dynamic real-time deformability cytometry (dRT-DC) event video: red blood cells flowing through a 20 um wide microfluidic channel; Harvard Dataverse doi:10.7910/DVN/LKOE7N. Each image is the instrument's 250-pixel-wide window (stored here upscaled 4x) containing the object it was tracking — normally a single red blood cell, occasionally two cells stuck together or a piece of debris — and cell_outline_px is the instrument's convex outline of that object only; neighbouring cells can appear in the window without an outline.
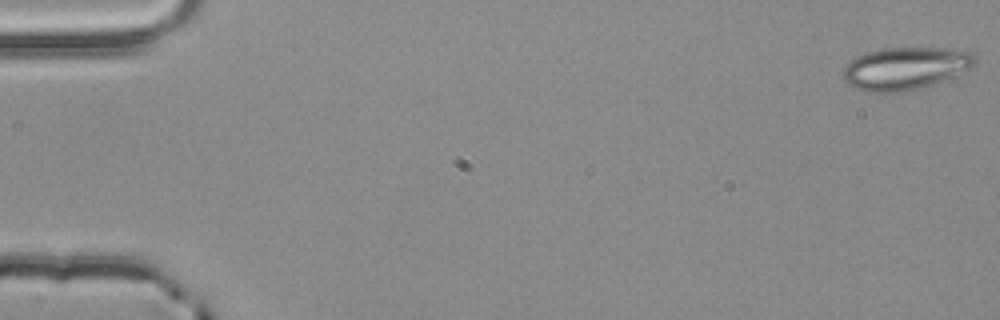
{"species": "common noctule bat (a hibernating species)", "species_latin": "Nyctalus noctula", "temperature_condition": "room temperature", "stored_images_in_passage": 54, "camera_frame_rate_fps": 3000, "um_per_image_px": 0.085, "animal": {"sex": "male", "body_mass_g": 20.4}, "frame": {"image": 1, "passage_image": 1, "time_ms": 0.0, "image_size_px": [1000, 320], "cell_outline_px": [[976, 60], [968, 68], [944, 80], [920, 88], [904, 92], [868, 92], [852, 88], [840, 76], [844, 68], [856, 56], [864, 52], [880, 48], [940, 48], [972, 52], [976, 56]], "centroid_in_image_um": [76.86, 5.81], "position_along_channel_um": 8.1, "area_um2": 32.66}}
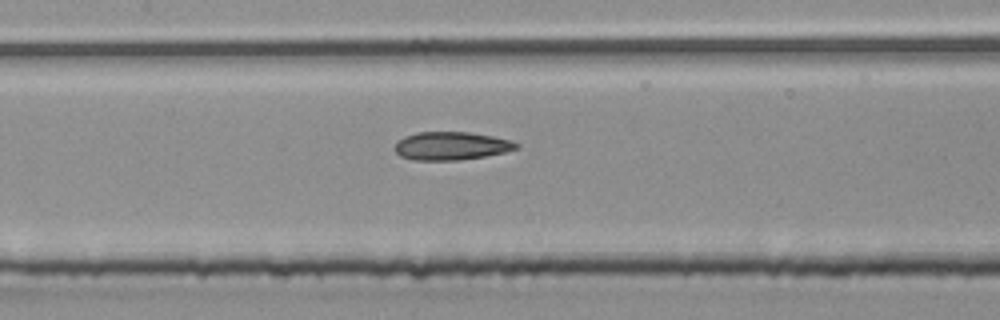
{"frame": {"image": 2, "passage_image": 26, "time_ms": 8.333, "image_size_px": [1000, 320], "cell_outline_px": [[520, 148], [504, 152], [484, 156], [460, 160], [412, 160], [400, 156], [396, 152], [396, 144], [404, 136], [416, 132], [468, 132], [492, 136], [512, 140], [520, 144]], "centroid_in_image_um": [38.39, 12.4], "position_along_channel_um": 169.0, "area_um2": 19.94}}
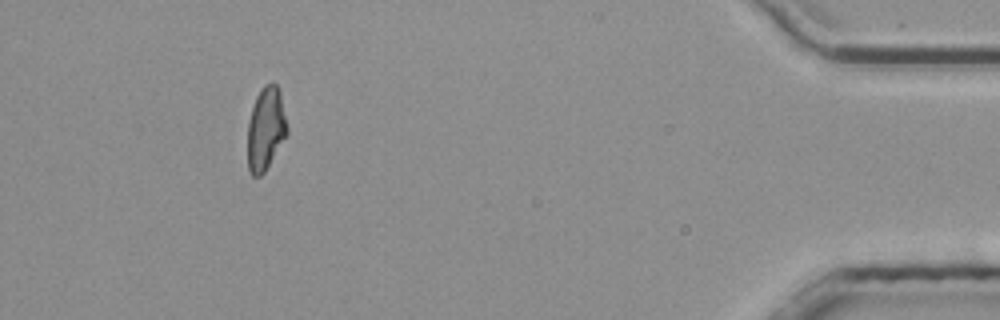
{"frame": {"image": 3, "passage_image": 50, "time_ms": 16.333, "image_size_px": [1000, 320], "cell_outline_px": [[288, 136], [264, 172], [260, 176], [252, 176], [248, 168], [248, 120], [256, 96], [260, 88], [264, 84], [276, 84], [280, 92], [288, 128]], "centroid_in_image_um": [22.6, 10.95], "position_along_channel_um": 412.6, "area_um2": 19.31}, "authors_computed_cell_mechanics": {"area_um2": 19.9699, "velocity_mm_per_s": 3.867, "shape_relaxation_time_tau1_ms": 10.116, "shape_relaxation_time_tau2_ms": 2.1035, "deformation_change_tau1": 0.216, "deformation_change_tau2": 0.1037}}